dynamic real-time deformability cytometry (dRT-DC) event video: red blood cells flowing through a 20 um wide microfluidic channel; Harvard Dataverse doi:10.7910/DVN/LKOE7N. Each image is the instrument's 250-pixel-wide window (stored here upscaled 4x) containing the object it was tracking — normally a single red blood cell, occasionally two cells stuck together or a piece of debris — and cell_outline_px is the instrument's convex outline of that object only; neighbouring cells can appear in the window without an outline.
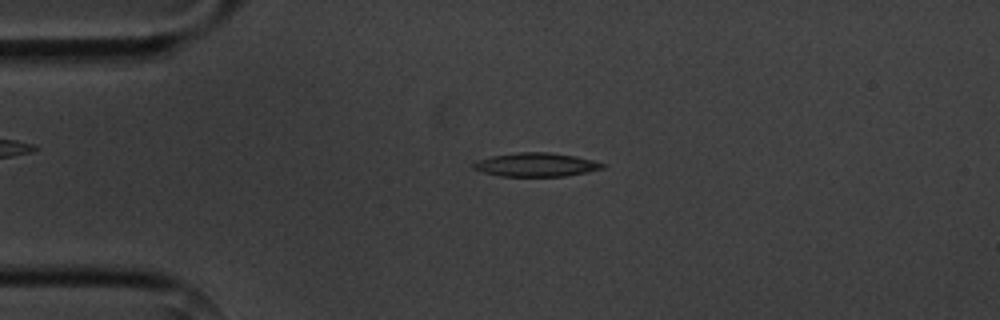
{"species": "common noctule bat (a hibernating species)", "species_latin": "Nyctalus noctula", "temperature_condition": "cold", "stored_images_in_passage": 3, "camera_frame_rate_fps": 3000, "um_per_image_px": 0.085, "animal": {"sex": "male", "body_mass_g": 20.1, "forearm_length_mm": 53.5}, "frame": {"image": 1, "passage_image": 3, "time_ms": 2.333, "image_size_px": [1000, 320], "cell_outline_px": [[608, 164], [604, 168], [564, 176], [500, 176], [484, 172], [472, 168], [472, 164], [476, 160], [492, 156], [520, 152], [548, 152], [576, 156]], "centroid_in_image_um": [45.56, 13.99], "position_along_channel_um": 39.4, "area_um2": 17.74}}